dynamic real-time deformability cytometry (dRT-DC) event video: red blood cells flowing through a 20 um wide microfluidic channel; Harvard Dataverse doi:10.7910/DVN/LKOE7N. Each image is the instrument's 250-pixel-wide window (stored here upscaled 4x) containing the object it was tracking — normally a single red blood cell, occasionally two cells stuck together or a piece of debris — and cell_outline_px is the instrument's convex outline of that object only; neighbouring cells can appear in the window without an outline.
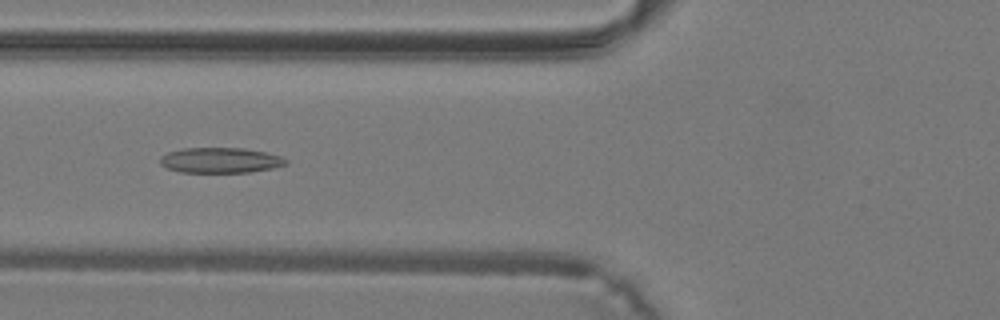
{"species": "common noctule bat (a hibernating species)", "species_latin": "Nyctalus noctula", "temperature_condition": "warm", "stored_images_in_passage": 40, "camera_frame_rate_fps": 3000, "um_per_image_px": 0.085, "animal": {"sex": "male", "body_mass_g": 19.2, "forearm_length_mm": 51.8}, "frame": {"image": 1, "passage_image": 16, "time_ms": 5.0, "image_size_px": [1000, 320], "cell_outline_px": [[288, 164], [272, 168], [248, 172], [180, 172], [168, 168], [160, 164], [160, 156], [168, 152], [184, 148], [244, 148], [264, 152], [280, 156], [288, 160]], "centroid_in_image_um": [18.72, 13.62], "position_along_channel_um": 107.1, "area_um2": 18.5}}
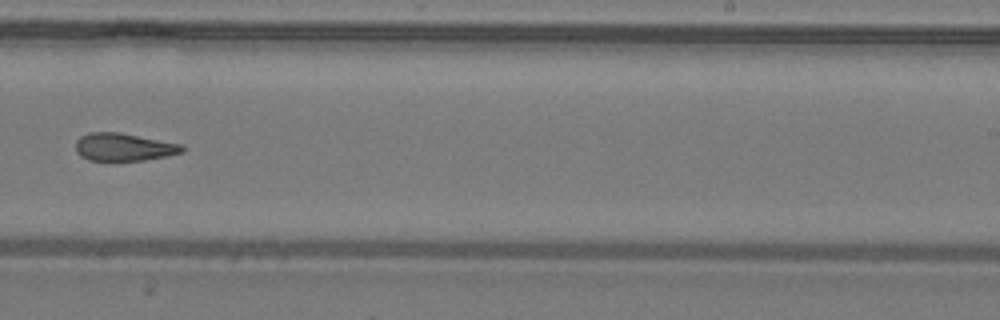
{"frame": {"image": 2, "passage_image": 26, "time_ms": 8.333, "image_size_px": [1000, 320], "cell_outline_px": [[184, 152], [168, 156], [144, 160], [88, 160], [80, 156], [76, 152], [76, 140], [80, 136], [88, 132], [120, 132], [180, 144], [184, 148]], "centroid_in_image_um": [10.49, 12.49], "position_along_channel_um": 278.5, "area_um2": 17.22}}
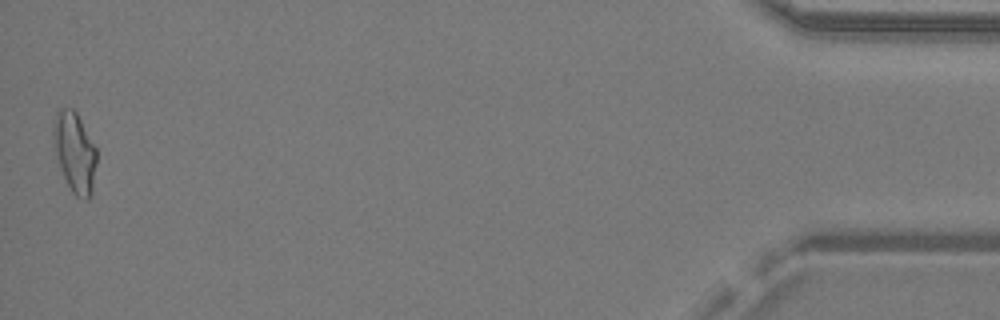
{"frame": {"image": 3, "passage_image": 40, "time_ms": 13.0, "image_size_px": [1000, 320], "cell_outline_px": [[96, 164], [92, 196], [88, 200], [84, 200], [76, 196], [72, 192], [64, 176], [56, 156], [52, 132], [52, 120], [56, 112], [60, 108], [72, 108], [76, 112], [96, 148]], "centroid_in_image_um": [6.34, 12.94], "position_along_channel_um": 428.9, "area_um2": 20.29}}